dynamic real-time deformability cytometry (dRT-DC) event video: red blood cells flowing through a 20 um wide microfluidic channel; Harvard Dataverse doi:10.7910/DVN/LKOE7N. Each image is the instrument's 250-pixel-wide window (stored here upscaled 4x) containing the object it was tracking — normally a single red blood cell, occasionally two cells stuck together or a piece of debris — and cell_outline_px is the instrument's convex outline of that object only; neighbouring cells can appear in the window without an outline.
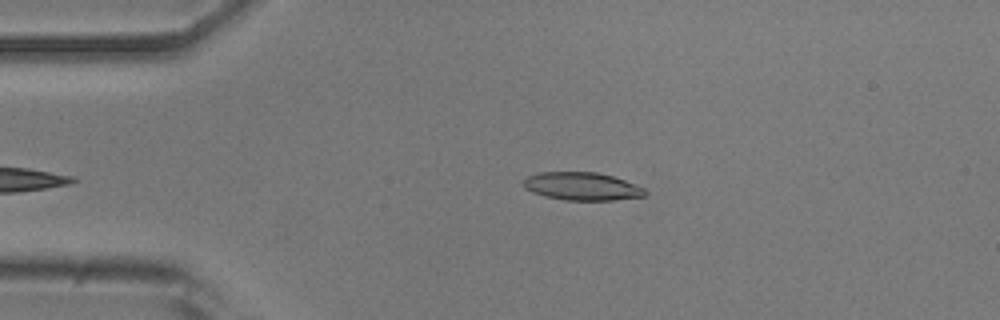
{"species": "common noctule bat (a hibernating species)", "species_latin": "Nyctalus noctula", "temperature_condition": "room temperature", "stored_images_in_passage": 24, "camera_frame_rate_fps": 3000, "um_per_image_px": 0.085, "animal": {"sex": "male", "body_mass_g": 20.5, "forearm_length_mm": 52.5}, "frame": {"image": 1, "passage_image": 3, "time_ms": 0.667, "image_size_px": [1000, 320], "cell_outline_px": [[648, 192], [644, 196], [612, 200], [564, 200], [544, 196], [532, 192], [524, 188], [524, 180], [528, 176], [540, 172], [596, 172], [612, 176], [624, 180], [644, 188]], "centroid_in_image_um": [49.46, 15.84], "position_along_channel_um": 35.5, "area_um2": 19.71}}
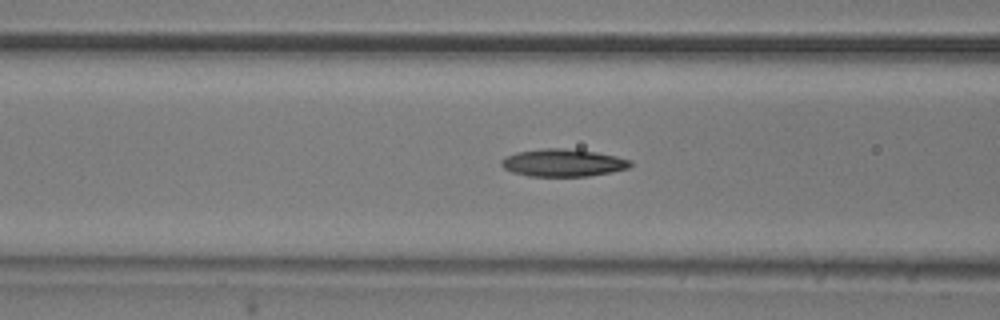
{"frame": {"image": 2, "passage_image": 12, "time_ms": 3.667, "image_size_px": [1000, 320], "cell_outline_px": [[632, 164], [628, 168], [612, 172], [588, 176], [528, 176], [512, 172], [504, 168], [500, 164], [500, 160], [516, 152], [544, 148], [564, 148], [596, 152], [616, 156], [632, 160]], "centroid_in_image_um": [47.86, 13.84], "position_along_channel_um": 118.7, "area_um2": 20.69}}
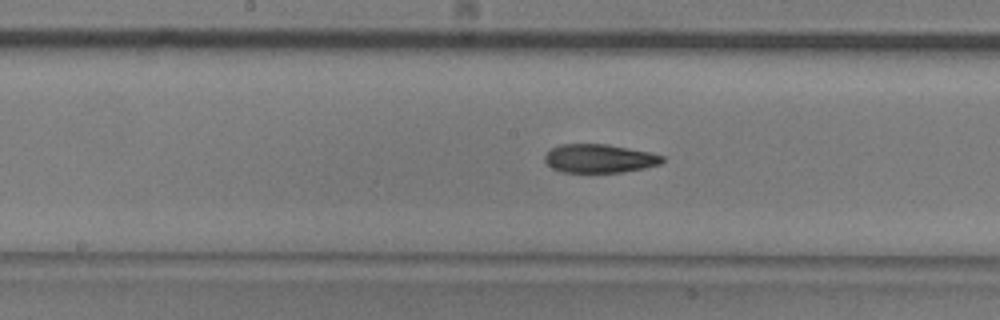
{"frame": {"image": 3, "passage_image": 18, "time_ms": 5.667, "image_size_px": [1000, 320], "cell_outline_px": [[664, 160], [660, 164], [644, 168], [624, 172], [560, 172], [552, 168], [544, 160], [544, 156], [552, 148], [560, 144], [608, 144], [648, 152], [664, 156]], "centroid_in_image_um": [50.94, 13.47], "position_along_channel_um": 197.3, "area_um2": 19.54}}